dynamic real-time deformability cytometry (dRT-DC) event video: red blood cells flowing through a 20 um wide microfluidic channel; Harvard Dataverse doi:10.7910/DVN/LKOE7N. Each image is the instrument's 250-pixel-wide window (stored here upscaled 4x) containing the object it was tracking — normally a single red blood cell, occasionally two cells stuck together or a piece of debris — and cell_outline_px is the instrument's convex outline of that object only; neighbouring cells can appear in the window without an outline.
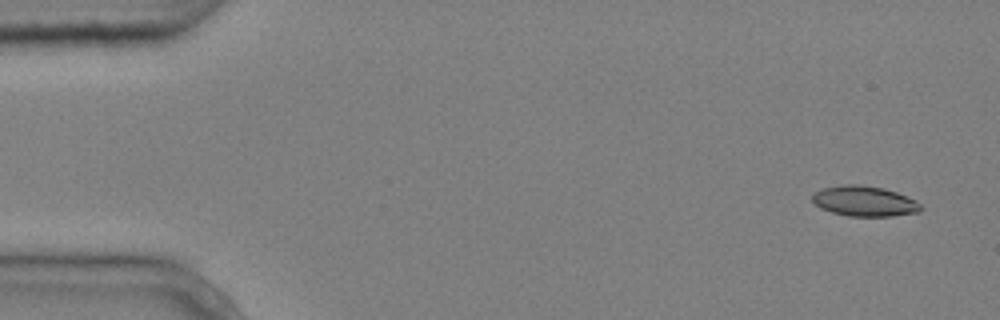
{"species": "common noctule bat (a hibernating species)", "species_latin": "Nyctalus noctula", "temperature_condition": "cold", "stored_images_in_passage": 6, "camera_frame_rate_fps": 3000, "um_per_image_px": 0.085, "animal": {"sex": "male", "body_mass_g": 20.4}, "frame": {"image": 1, "passage_image": 1, "time_ms": 0.0, "image_size_px": [1000, 320], "cell_outline_px": [[924, 208], [920, 212], [892, 216], [848, 216], [832, 212], [820, 208], [812, 200], [812, 196], [816, 192], [824, 188], [844, 184], [856, 184], [884, 188], [908, 196], [916, 200]], "centroid_in_image_um": [73.52, 17.1], "position_along_channel_um": 11.5, "area_um2": 19.19}}
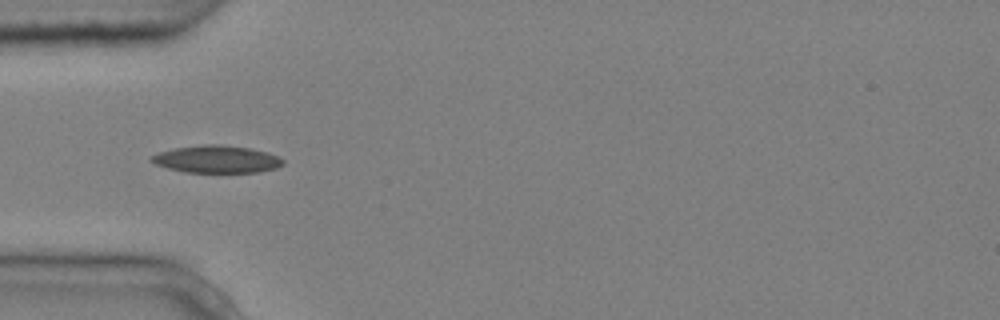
{"frame": {"image": 2, "passage_image": 5, "time_ms": 1.333, "image_size_px": [1000, 320], "cell_outline_px": [[284, 164], [276, 168], [260, 172], [184, 172], [168, 168], [156, 164], [148, 160], [148, 156], [160, 152], [176, 148], [204, 144], [220, 144], [248, 148], [268, 152], [284, 160]], "centroid_in_image_um": [18.4, 13.53], "position_along_channel_um": 66.6, "area_um2": 20.98}}
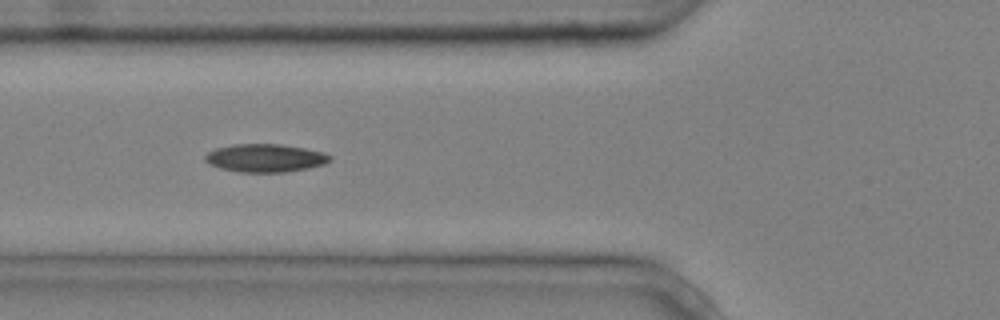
{"frame": {"image": 3, "passage_image": 6, "time_ms": 1.667, "image_size_px": [1000, 320], "cell_outline_px": [[332, 160], [324, 164], [308, 168], [284, 172], [240, 172], [220, 168], [208, 164], [204, 160], [204, 156], [208, 152], [216, 148], [232, 144], [280, 144], [304, 148], [324, 152], [332, 156]], "centroid_in_image_um": [22.54, 13.43], "position_along_channel_um": 103.3, "area_um2": 20.52}}